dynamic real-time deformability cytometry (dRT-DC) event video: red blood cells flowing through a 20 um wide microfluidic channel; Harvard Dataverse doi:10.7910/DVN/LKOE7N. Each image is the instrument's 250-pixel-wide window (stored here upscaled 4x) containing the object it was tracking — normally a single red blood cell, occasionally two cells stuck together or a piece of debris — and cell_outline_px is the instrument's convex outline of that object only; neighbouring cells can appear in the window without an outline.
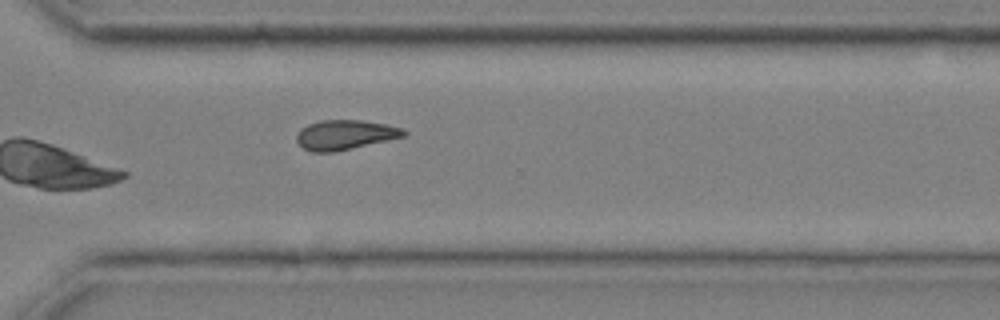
{"species": "common noctule bat (a hibernating species)", "species_latin": "Nyctalus noctula", "temperature_condition": "cold", "stored_images_in_passage": 9, "camera_frame_rate_fps": 3000, "um_per_image_px": 0.085, "animal": {"sex": "male", "body_mass_g": 20.4}, "frame": {"image": 1, "passage_image": 9, "time_ms": 2.667, "image_size_px": [1000, 320], "cell_outline_px": [[408, 132], [404, 136], [332, 152], [312, 152], [304, 148], [296, 140], [296, 136], [300, 128], [308, 124], [320, 120], [360, 120], [384, 124], [404, 128]], "centroid_in_image_um": [29.3, 11.44], "position_along_channel_um": 341.3, "area_um2": 18.26}}